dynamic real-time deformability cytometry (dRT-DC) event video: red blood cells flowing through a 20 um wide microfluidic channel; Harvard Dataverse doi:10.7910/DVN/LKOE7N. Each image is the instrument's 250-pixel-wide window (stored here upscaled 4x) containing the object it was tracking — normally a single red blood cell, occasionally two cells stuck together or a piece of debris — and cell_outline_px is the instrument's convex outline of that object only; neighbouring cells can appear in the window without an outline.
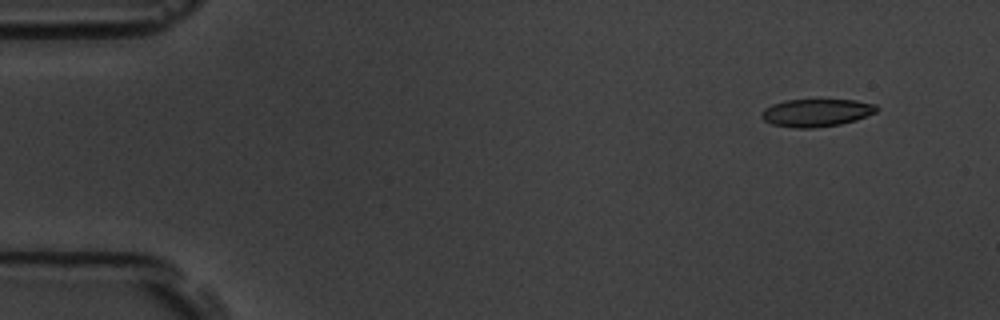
{"species": "common noctule bat (a hibernating species)", "species_latin": "Nyctalus noctula", "temperature_condition": "room temperature", "stored_images_in_passage": 7, "camera_frame_rate_fps": 3000, "um_per_image_px": 0.085, "animal": {"sex": "male", "body_mass_g": 19.5, "forearm_length_mm": 54.6}, "frame": {"image": 1, "passage_image": 2, "time_ms": 1.0, "image_size_px": [1000, 320], "cell_outline_px": [[880, 108], [876, 112], [856, 120], [840, 124], [812, 128], [796, 128], [772, 124], [764, 120], [760, 116], [764, 108], [772, 104], [784, 100], [856, 100], [876, 104]], "centroid_in_image_um": [69.4, 9.57], "position_along_channel_um": 15.6, "area_um2": 18.61}}
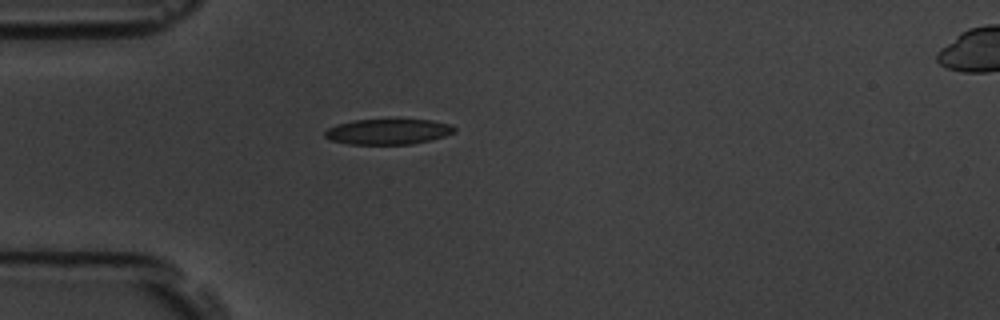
{"frame": {"image": 2, "passage_image": 5, "time_ms": 4.667, "image_size_px": [1000, 320], "cell_outline_px": [[456, 132], [444, 136], [412, 144], [348, 144], [332, 140], [324, 136], [324, 132], [328, 128], [336, 124], [356, 120], [432, 120], [452, 124], [456, 128]], "centroid_in_image_um": [33.0, 11.19], "position_along_channel_um": 52.0, "area_um2": 19.13}}
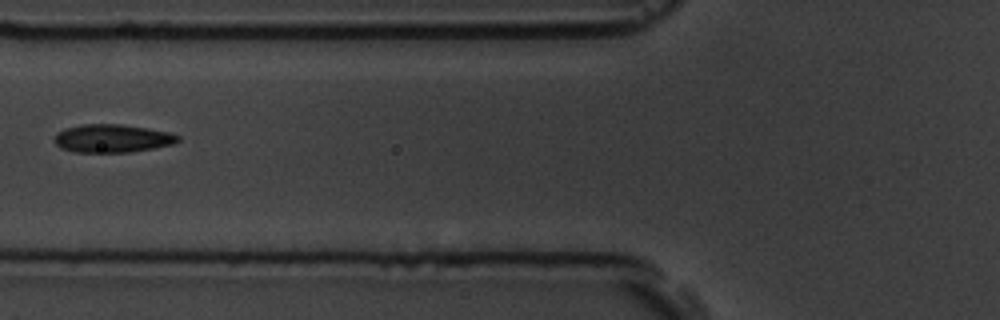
{"frame": {"image": 3, "passage_image": 7, "time_ms": 6.667, "image_size_px": [1000, 320], "cell_outline_px": [[180, 140], [172, 144], [132, 152], [76, 152], [60, 148], [52, 140], [56, 132], [64, 128], [80, 124], [120, 124], [148, 128], [168, 132], [180, 136]], "centroid_in_image_um": [9.49, 11.76], "position_along_channel_um": 116.3, "area_um2": 20.4}}